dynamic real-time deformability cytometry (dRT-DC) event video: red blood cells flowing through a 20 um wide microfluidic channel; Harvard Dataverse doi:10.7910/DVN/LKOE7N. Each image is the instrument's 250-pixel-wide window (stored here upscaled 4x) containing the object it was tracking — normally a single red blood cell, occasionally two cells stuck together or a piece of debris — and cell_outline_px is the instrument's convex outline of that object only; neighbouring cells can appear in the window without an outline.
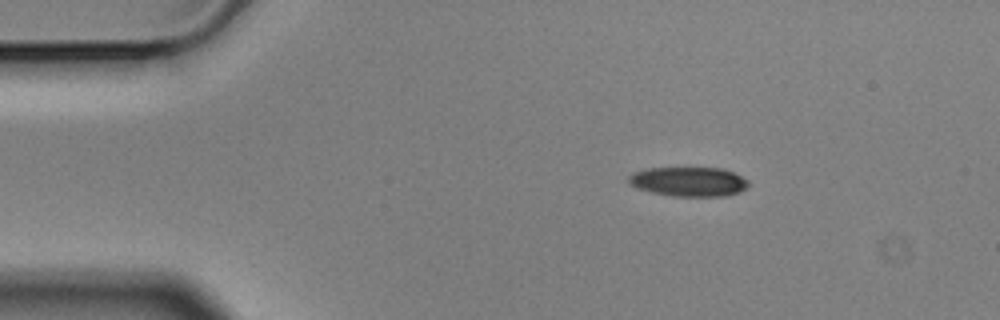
{"species": "Egyptian fruit bat (a non-hibernating species)", "species_latin": "Rousettus aegyptiacus", "temperature_condition": "cold", "stored_images_in_passage": 3, "camera_frame_rate_fps": 3000, "um_per_image_px": 0.085, "animal": {"sex": "male"}, "frame": {"image": 1, "passage_image": 1, "time_ms": 0.0, "image_size_px": [1000, 320], "cell_outline_px": [[748, 184], [740, 192], [724, 196], [672, 196], [652, 192], [636, 188], [628, 184], [628, 176], [632, 172], [648, 168], [720, 168], [732, 172], [748, 180]], "centroid_in_image_um": [58.48, 15.44], "position_along_channel_um": 26.5, "area_um2": 20.52}}
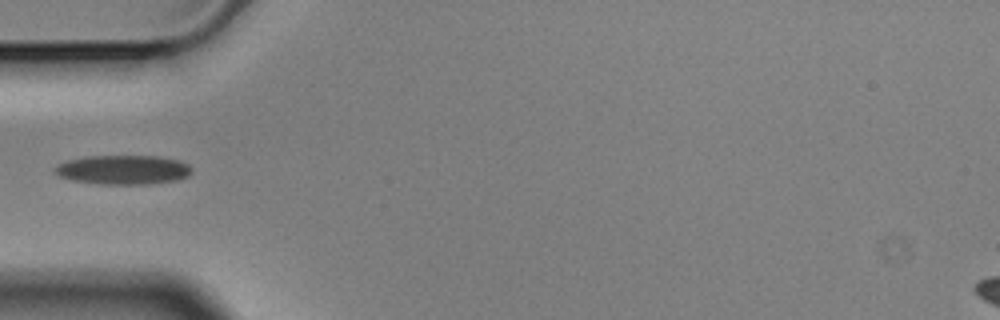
{"frame": {"image": 2, "passage_image": 3, "time_ms": 0.667, "image_size_px": [1000, 320], "cell_outline_px": [[192, 172], [188, 176], [176, 180], [148, 184], [100, 184], [72, 180], [60, 176], [52, 168], [56, 164], [68, 160], [88, 156], [156, 156], [180, 160], [188, 164], [192, 168]], "centroid_in_image_um": [10.48, 14.42], "position_along_channel_um": 74.5, "area_um2": 23.41}}